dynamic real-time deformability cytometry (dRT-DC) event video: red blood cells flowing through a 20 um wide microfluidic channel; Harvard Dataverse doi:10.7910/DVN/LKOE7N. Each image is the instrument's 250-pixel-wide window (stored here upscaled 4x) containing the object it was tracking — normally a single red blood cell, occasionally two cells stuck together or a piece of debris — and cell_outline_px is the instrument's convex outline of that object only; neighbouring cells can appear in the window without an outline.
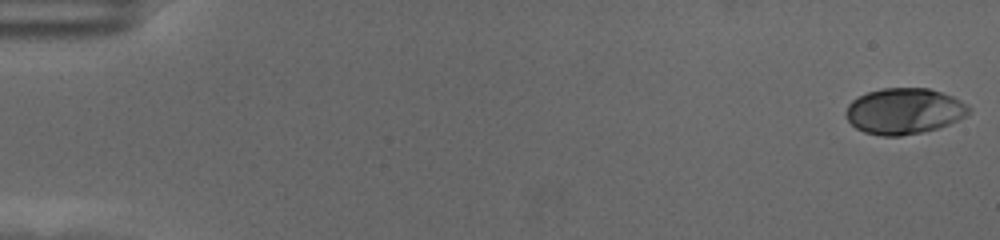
{"species": "human", "species_latin": "Homo sapiens", "temperature_condition": "cold", "stored_images_in_passage": 58, "camera_frame_rate_fps": 3000, "um_per_image_px": 0.085, "donor": {"sex": "female"}, "frame": {"image": 1, "passage_image": 1, "time_ms": 0.0, "image_size_px": [1000, 240], "cell_outline_px": [[972, 108], [964, 116], [948, 124], [924, 132], [900, 136], [880, 136], [864, 132], [856, 128], [848, 120], [848, 104], [852, 100], [868, 92], [884, 88], [928, 88], [952, 96], [960, 100]], "centroid_in_image_um": [76.86, 9.45], "position_along_channel_um": 8.1, "area_um2": 32.54}}
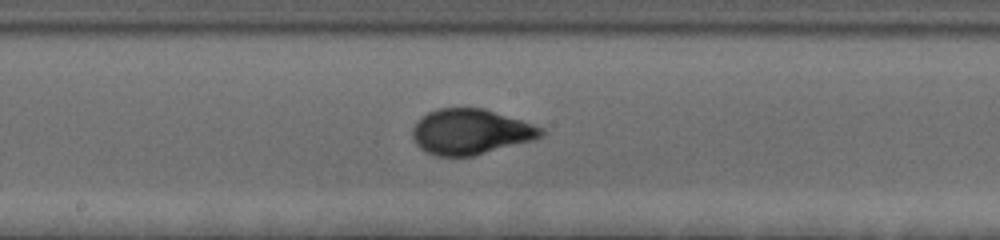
{"frame": {"image": 2, "passage_image": 32, "time_ms": 10.333, "image_size_px": [1000, 240], "cell_outline_px": [[544, 136], [536, 140], [472, 156], [436, 156], [424, 152], [412, 140], [412, 128], [420, 116], [436, 108], [484, 108], [544, 128]], "centroid_in_image_um": [39.98, 11.2], "position_along_channel_um": 208.2, "area_um2": 34.39}}
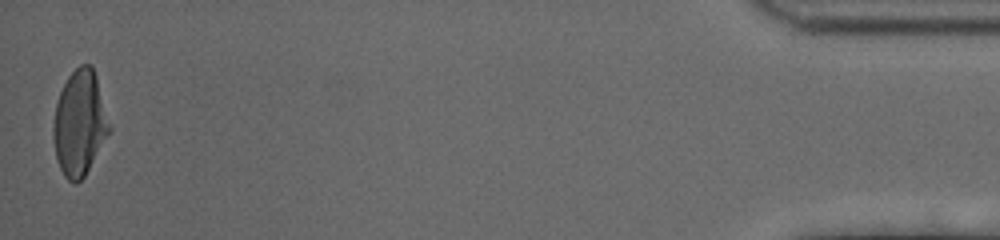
{"frame": {"image": 3, "passage_image": 58, "time_ms": 19.0, "image_size_px": [1000, 240], "cell_outline_px": [[112, 128], [84, 176], [76, 184], [72, 184], [64, 176], [56, 160], [52, 136], [52, 128], [56, 104], [60, 92], [68, 76], [80, 64], [92, 64], [96, 76]], "centroid_in_image_um": [6.76, 10.47], "position_along_channel_um": 428.4, "area_um2": 34.39}, "authors_computed_cell_mechanics": {"area_um2": 33.3217, "velocity_mm_per_s": 3.511, "shape_relaxation_time_tau1_ms": 3.7024, "shape_relaxation_time_tau2_ms": null, "deformation_change_tau1": 0.1773, "deformation_change_tau2": null}}